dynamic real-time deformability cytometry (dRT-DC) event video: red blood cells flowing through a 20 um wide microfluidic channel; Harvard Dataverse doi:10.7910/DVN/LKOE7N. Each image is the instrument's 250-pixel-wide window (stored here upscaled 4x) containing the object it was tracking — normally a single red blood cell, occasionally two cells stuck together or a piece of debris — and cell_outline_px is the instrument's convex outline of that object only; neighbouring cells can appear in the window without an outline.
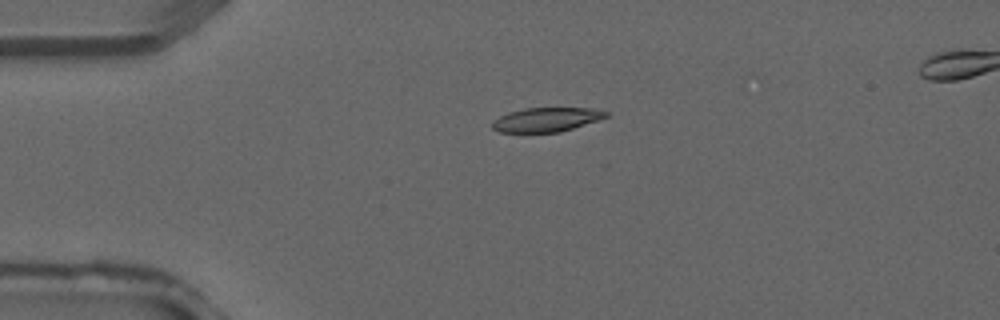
{"species": "common noctule bat (a hibernating species)", "species_latin": "Nyctalus noctula", "temperature_condition": "warm", "stored_images_in_passage": 5, "camera_frame_rate_fps": 3000, "um_per_image_px": 0.085, "animal": {"sex": "male", "forearm_length_mm": 52.5}, "frame": {"image": 1, "passage_image": 3, "time_ms": 0.667, "image_size_px": [1000, 320], "cell_outline_px": [[608, 116], [560, 132], [500, 132], [492, 128], [492, 120], [508, 112], [524, 108], [596, 108], [608, 112]], "centroid_in_image_um": [46.41, 10.16], "position_along_channel_um": 38.6, "area_um2": 15.9}}